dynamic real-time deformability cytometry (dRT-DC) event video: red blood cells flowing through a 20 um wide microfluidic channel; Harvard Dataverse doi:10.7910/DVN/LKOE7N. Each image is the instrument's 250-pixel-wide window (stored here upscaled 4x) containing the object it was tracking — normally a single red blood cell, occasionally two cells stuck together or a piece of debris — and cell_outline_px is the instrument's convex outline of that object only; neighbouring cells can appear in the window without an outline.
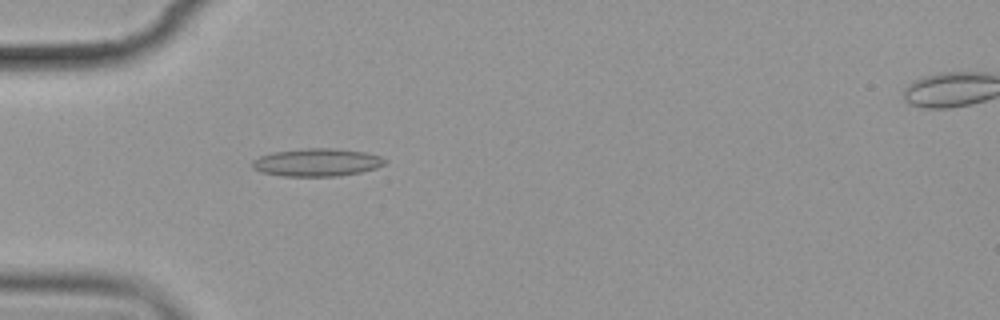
{"species": "common noctule bat (a hibernating species)", "species_latin": "Nyctalus noctula", "temperature_condition": "cold", "stored_images_in_passage": 2, "camera_frame_rate_fps": 3000, "um_per_image_px": 0.085, "animal": {"sex": "female", "body_mass_g": 19.9}, "frame": {"image": 1, "passage_image": 1, "time_ms": 0.0, "image_size_px": [1000, 320], "cell_outline_px": [[388, 160], [384, 164], [376, 168], [360, 172], [340, 176], [284, 176], [260, 172], [252, 168], [252, 160], [260, 156], [272, 152], [304, 148], [336, 148], [364, 152], [380, 156]], "centroid_in_image_um": [26.93, 13.8], "position_along_channel_um": 58.1, "area_um2": 21.62}}